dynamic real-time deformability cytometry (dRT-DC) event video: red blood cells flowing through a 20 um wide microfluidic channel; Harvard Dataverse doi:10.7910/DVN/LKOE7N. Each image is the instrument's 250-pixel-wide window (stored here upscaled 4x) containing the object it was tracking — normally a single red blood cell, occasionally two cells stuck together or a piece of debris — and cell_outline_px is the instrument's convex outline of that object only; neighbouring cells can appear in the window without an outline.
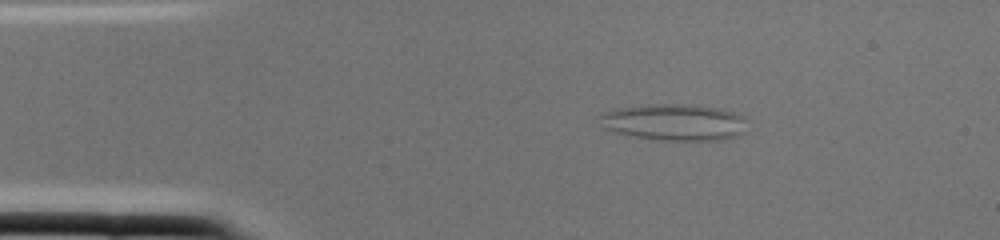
{"species": "common noctule bat (a hibernating species)", "species_latin": "Nyctalus noctula", "temperature_condition": "cold", "stored_images_in_passage": 2, "camera_frame_rate_fps": 3000, "um_per_image_px": 0.085, "animal": {"sex": "female", "body_mass_g": 22.0, "forearm_length_mm": 56.7}, "frame": {"image": 1, "passage_image": 2, "time_ms": 0.333, "image_size_px": [1000, 240], "cell_outline_px": [[744, 132], [736, 136], [720, 140], [656, 140], [616, 132], [600, 128], [596, 116], [600, 112], [620, 108], [648, 104], [688, 104], [720, 108], [744, 116]], "centroid_in_image_um": [57.22, 10.38], "position_along_channel_um": 27.8, "area_um2": 31.67}}